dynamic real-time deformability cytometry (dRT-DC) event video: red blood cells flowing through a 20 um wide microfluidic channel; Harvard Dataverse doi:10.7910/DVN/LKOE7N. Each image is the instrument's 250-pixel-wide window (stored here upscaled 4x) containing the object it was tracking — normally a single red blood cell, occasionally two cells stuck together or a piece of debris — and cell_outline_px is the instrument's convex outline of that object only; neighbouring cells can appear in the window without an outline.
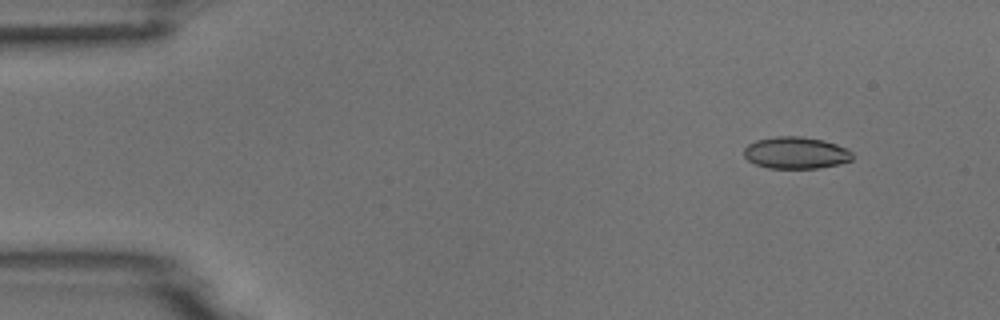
{"species": "common noctule bat (a hibernating species)", "species_latin": "Nyctalus noctula", "temperature_condition": "room temperature", "stored_images_in_passage": 7, "camera_frame_rate_fps": 3000, "um_per_image_px": 0.085, "animal": {"sex": "male", "body_mass_g": 18.8}, "frame": {"image": 1, "passage_image": 1, "time_ms": 0.0, "image_size_px": [1000, 320], "cell_outline_px": [[852, 160], [840, 164], [820, 168], [768, 168], [756, 164], [748, 160], [744, 156], [744, 148], [748, 144], [756, 140], [776, 136], [800, 136], [824, 140], [848, 148], [852, 152]], "centroid_in_image_um": [67.67, 12.99], "position_along_channel_um": 17.3, "area_um2": 20.29}}